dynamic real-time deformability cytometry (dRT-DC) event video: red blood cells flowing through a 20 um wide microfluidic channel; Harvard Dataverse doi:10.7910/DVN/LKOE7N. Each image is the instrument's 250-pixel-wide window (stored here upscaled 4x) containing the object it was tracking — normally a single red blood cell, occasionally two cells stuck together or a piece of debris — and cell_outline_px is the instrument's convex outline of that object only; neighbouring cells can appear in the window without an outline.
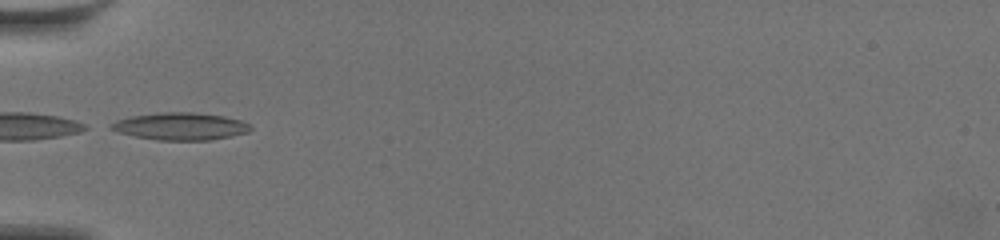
{"species": "common noctule bat (a hibernating species)", "species_latin": "Nyctalus noctula", "temperature_condition": "warm", "stored_images_in_passage": 39, "camera_frame_rate_fps": 3000, "um_per_image_px": 0.085, "animal": {"sex": "female", "body_mass_g": 19.5, "forearm_length_mm": 54.1}, "frame": {"image": 1, "passage_image": 1, "time_ms": 0.0, "image_size_px": [1000, 240], "cell_outline_px": [[252, 128], [248, 132], [232, 136], [212, 140], [156, 140], [116, 132], [108, 128], [108, 124], [116, 120], [132, 116], [160, 112], [192, 112], [224, 116], [240, 120], [252, 124]], "centroid_in_image_um": [15.33, 10.74], "position_along_channel_um": 69.7, "area_um2": 22.43}}
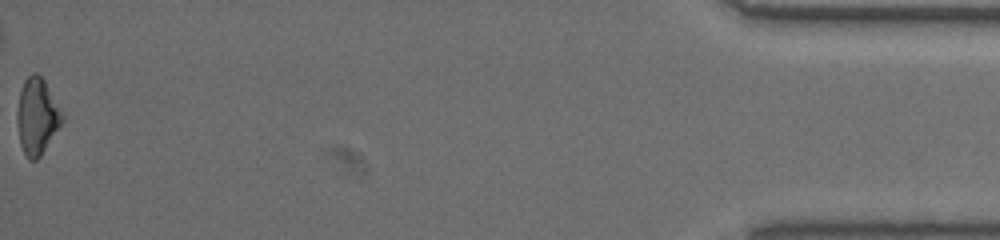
{"frame": {"image": 2, "passage_image": 39, "time_ms": 12.667, "image_size_px": [1000, 240], "cell_outline_px": [[64, 120], [40, 156], [36, 160], [28, 160], [20, 144], [16, 120], [16, 112], [20, 92], [24, 80], [32, 72], [36, 72], [44, 80], [64, 116]], "centroid_in_image_um": [3.13, 9.89], "position_along_channel_um": 432.1, "area_um2": 19.88}, "authors_computed_cell_mechanics": {"area_um2": 19.941, "velocity_mm_per_s": 3.5787, "shape_relaxation_time_tau1_ms": 7.081, "shape_relaxation_time_tau2_ms": 5.4171, "deformation_change_tau1": 0.1893, "deformation_change_tau2": 0.1419}}